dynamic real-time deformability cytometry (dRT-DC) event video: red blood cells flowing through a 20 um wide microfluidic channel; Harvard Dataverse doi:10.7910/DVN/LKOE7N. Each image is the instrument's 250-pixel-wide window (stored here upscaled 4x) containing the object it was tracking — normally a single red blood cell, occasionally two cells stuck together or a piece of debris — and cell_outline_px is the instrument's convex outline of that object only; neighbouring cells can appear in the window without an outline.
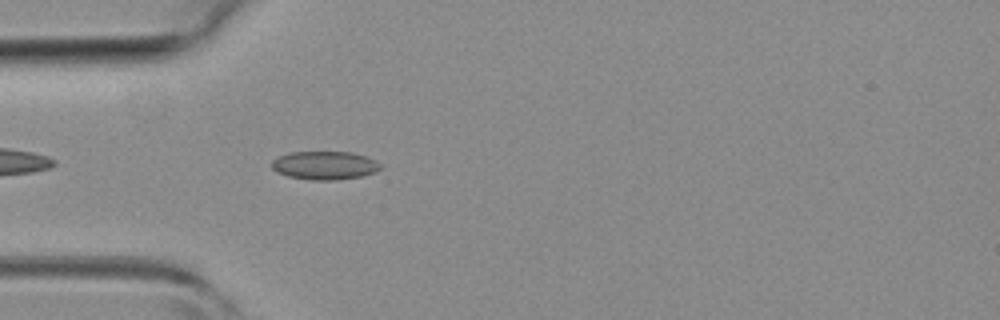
{"species": "common noctule bat (a hibernating species)", "species_latin": "Nyctalus noctula", "temperature_condition": "room temperature", "stored_images_in_passage": 3, "camera_frame_rate_fps": 3000, "um_per_image_px": 0.085, "animal": {"sex": "female", "body_mass_g": 19.3, "forearm_length_mm": 54.1}, "frame": {"image": 1, "passage_image": 3, "time_ms": 2.333, "image_size_px": [1000, 320], "cell_outline_px": [[384, 168], [360, 176], [336, 180], [312, 180], [288, 176], [276, 172], [272, 168], [272, 160], [276, 156], [292, 152], [352, 152], [364, 156], [380, 164]], "centroid_in_image_um": [27.55, 14.05], "position_along_channel_um": 57.5, "area_um2": 17.86}}